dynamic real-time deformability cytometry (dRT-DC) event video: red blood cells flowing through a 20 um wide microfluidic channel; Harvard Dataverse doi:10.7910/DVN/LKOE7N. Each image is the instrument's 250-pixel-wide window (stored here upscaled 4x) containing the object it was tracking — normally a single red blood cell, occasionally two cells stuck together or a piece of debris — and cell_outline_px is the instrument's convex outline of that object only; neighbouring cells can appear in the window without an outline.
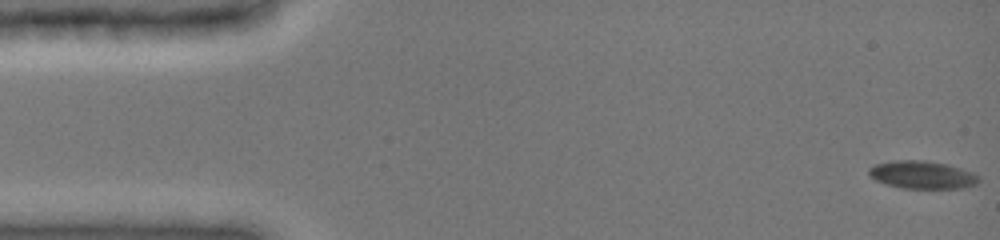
{"species": "common noctule bat (a hibernating species)", "species_latin": "Nyctalus noctula", "temperature_condition": "cold", "stored_images_in_passage": 7, "camera_frame_rate_fps": 3000, "um_per_image_px": 0.085, "animal": {"sex": "female", "body_mass_g": 19.0, "forearm_length_mm": 51.5}, "frame": {"image": 1, "passage_image": 1, "time_ms": 0.0, "image_size_px": [1000, 240], "cell_outline_px": [[976, 180], [972, 184], [960, 188], [904, 188], [888, 184], [876, 180], [868, 172], [868, 168], [876, 164], [900, 160], [924, 160], [948, 164], [968, 172], [976, 176]], "centroid_in_image_um": [78.3, 14.85], "position_along_channel_um": 6.7, "area_um2": 17.05}}
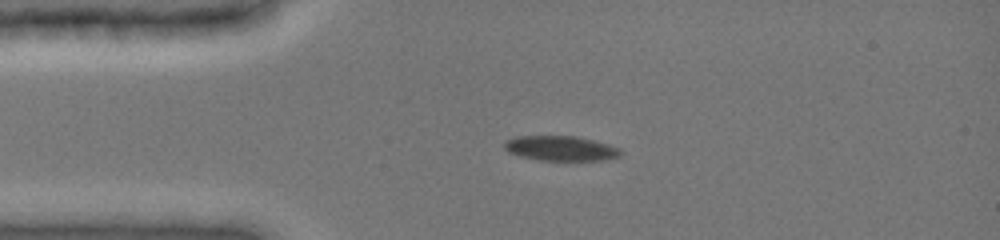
{"frame": {"image": 2, "passage_image": 6, "time_ms": 3.333, "image_size_px": [1000, 240], "cell_outline_px": [[620, 156], [600, 160], [540, 160], [520, 156], [508, 152], [504, 148], [504, 140], [516, 136], [576, 136], [608, 144], [620, 148]], "centroid_in_image_um": [47.61, 12.6], "position_along_channel_um": 37.4, "area_um2": 16.76}}